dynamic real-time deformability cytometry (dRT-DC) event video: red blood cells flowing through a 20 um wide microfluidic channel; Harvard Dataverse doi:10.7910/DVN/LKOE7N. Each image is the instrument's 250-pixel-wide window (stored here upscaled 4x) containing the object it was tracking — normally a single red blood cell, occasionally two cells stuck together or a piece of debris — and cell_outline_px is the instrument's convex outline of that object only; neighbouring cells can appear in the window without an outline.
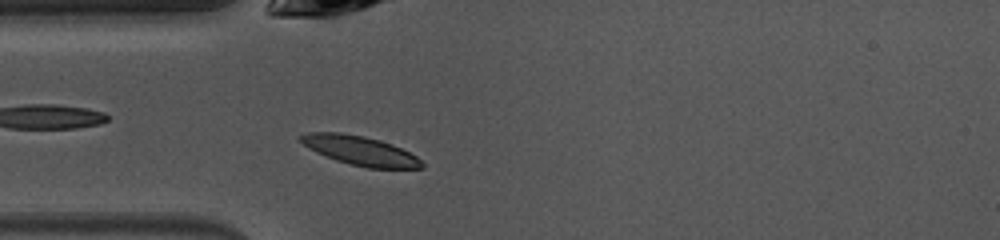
{"species": "common noctule bat (a hibernating species)", "species_latin": "Nyctalus noctula", "temperature_condition": "warm", "stored_images_in_passage": 39, "camera_frame_rate_fps": 3000, "um_per_image_px": 0.085, "animal": {"sex": "female", "body_mass_g": 10.0, "forearm_length_mm": 53.1}, "frame": {"image": 1, "passage_image": 3, "time_ms": 0.667, "image_size_px": [1000, 240], "cell_outline_px": [[424, 168], [368, 168], [336, 160], [316, 152], [308, 148], [300, 140], [300, 136], [308, 132], [340, 132], [364, 136], [380, 140], [392, 144], [416, 156], [424, 164]], "centroid_in_image_um": [30.61, 12.79], "position_along_channel_um": 54.4, "area_um2": 20.4}}
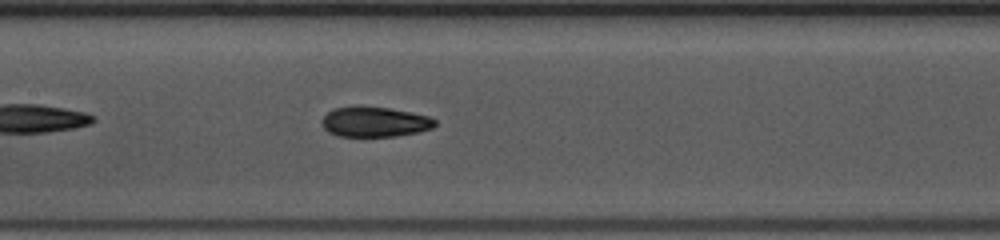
{"frame": {"image": 2, "passage_image": 12, "time_ms": 3.667, "image_size_px": [1000, 240], "cell_outline_px": [[436, 124], [432, 128], [420, 132], [396, 136], [336, 136], [328, 132], [324, 128], [320, 120], [332, 108], [356, 104], [360, 104], [388, 108], [428, 116], [436, 120]], "centroid_in_image_um": [31.79, 10.33], "position_along_channel_um": 175.6, "area_um2": 20.29}}
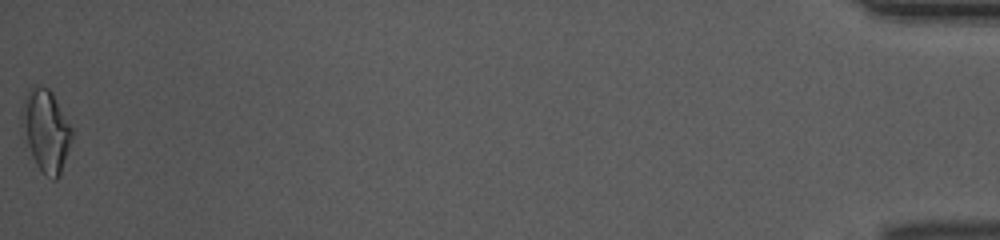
{"frame": {"image": 3, "passage_image": 39, "time_ms": 12.667, "image_size_px": [1000, 240], "cell_outline_px": [[72, 140], [60, 176], [56, 180], [52, 180], [36, 164], [32, 156], [20, 124], [20, 108], [24, 96], [28, 88], [32, 84], [36, 84], [48, 88], [52, 92], [72, 128]], "centroid_in_image_um": [3.88, 11.04], "position_along_channel_um": 431.3, "area_um2": 24.22}, "authors_computed_cell_mechanics": {"area_um2": 20.3456, "velocity_mm_per_s": 4.0542, "shape_relaxation_time_tau1_ms": 4.3663, "shape_relaxation_time_tau2_ms": 1.8457, "deformation_change_tau1": 0.1559, "deformation_change_tau2": 0.0768}}